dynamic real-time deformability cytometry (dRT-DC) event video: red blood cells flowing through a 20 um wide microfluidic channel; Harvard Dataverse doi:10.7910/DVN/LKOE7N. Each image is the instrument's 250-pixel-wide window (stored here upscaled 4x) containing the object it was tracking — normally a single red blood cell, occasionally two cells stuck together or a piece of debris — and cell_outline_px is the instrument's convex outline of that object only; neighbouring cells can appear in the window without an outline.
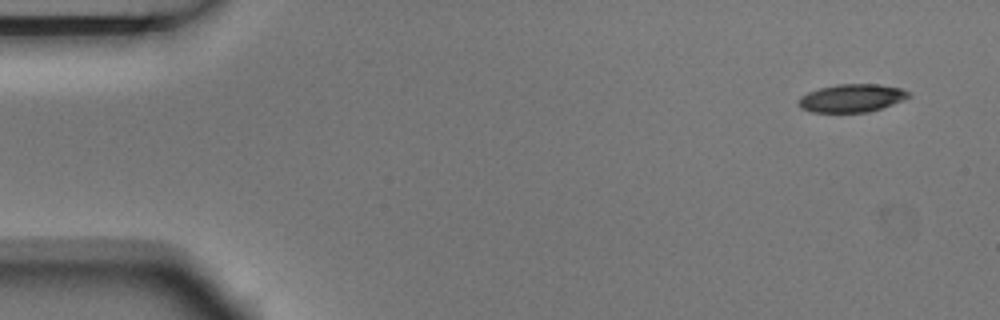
{"species": "Egyptian fruit bat (a non-hibernating species)", "species_latin": "Rousettus aegyptiacus", "temperature_condition": "room temperature", "stored_images_in_passage": 5, "segment_of_instrument_passage": [1, 2], "camera_frame_rate_fps": 3000, "um_per_image_px": 0.085, "animal": {"sex": "male"}, "frame": {"image": 1, "passage_image": 1, "time_ms": 0.0, "image_size_px": [1000, 320], "cell_outline_px": [[912, 96], [904, 100], [868, 112], [812, 112], [800, 108], [800, 96], [808, 92], [820, 88], [836, 84], [880, 84], [900, 88], [912, 92]], "centroid_in_image_um": [72.44, 8.33], "position_along_channel_um": 12.6, "area_um2": 17.98}}
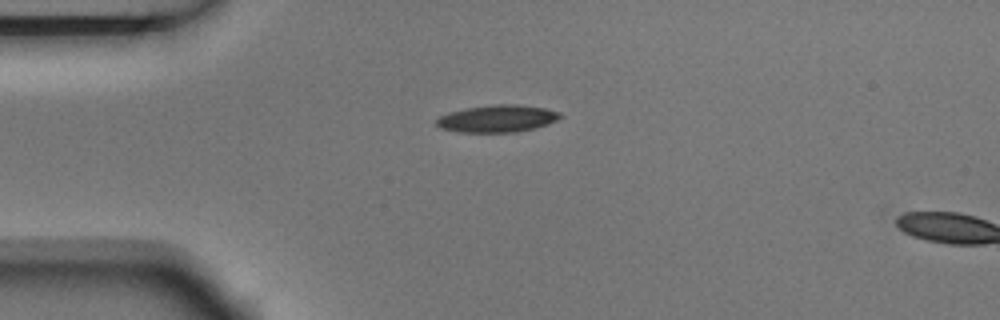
{"frame": {"image": 2, "passage_image": 4, "time_ms": 1.0, "image_size_px": [1000, 320], "cell_outline_px": [[564, 116], [548, 124], [516, 132], [460, 132], [440, 128], [436, 124], [436, 120], [440, 116], [448, 112], [468, 108], [496, 104], [516, 104], [544, 108], [560, 112]], "centroid_in_image_um": [42.27, 10.08], "position_along_channel_um": 42.7, "area_um2": 19.48}}